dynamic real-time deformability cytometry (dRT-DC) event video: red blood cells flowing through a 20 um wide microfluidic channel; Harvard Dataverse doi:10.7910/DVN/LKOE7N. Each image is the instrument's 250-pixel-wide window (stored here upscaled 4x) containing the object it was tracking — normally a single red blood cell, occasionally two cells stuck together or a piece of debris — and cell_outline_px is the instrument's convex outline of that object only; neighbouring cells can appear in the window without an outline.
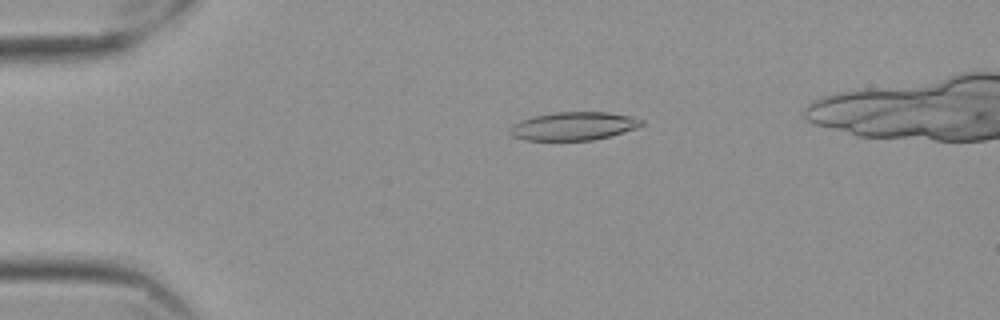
{"species": "Egyptian fruit bat (a non-hibernating species)", "species_latin": "Rousettus aegyptiacus", "temperature_condition": "cold", "stored_images_in_passage": 44, "camera_frame_rate_fps": 3000, "um_per_image_px": 0.085, "frame": {"image": 1, "passage_image": 2, "time_ms": 0.333, "image_size_px": [1000, 320], "cell_outline_px": [[644, 124], [636, 128], [608, 136], [592, 140], [524, 140], [512, 136], [508, 132], [512, 124], [520, 120], [532, 116], [556, 112], [608, 112], [632, 116], [644, 120]], "centroid_in_image_um": [48.73, 10.71], "position_along_channel_um": 36.3, "area_um2": 21.73}}
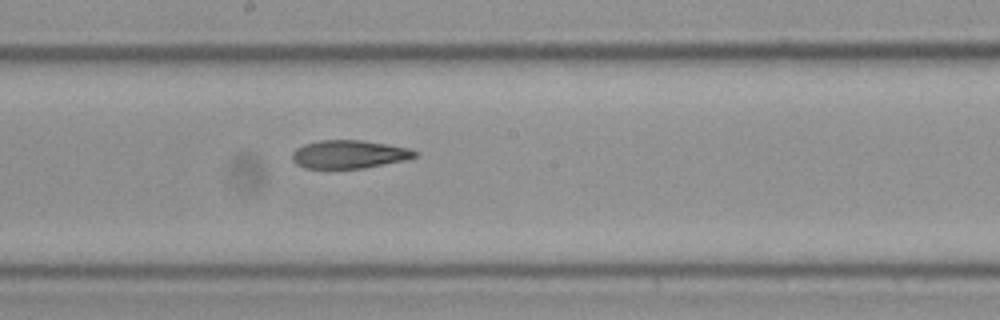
{"frame": {"image": 2, "passage_image": 21, "time_ms": 6.667, "image_size_px": [1000, 320], "cell_outline_px": [[416, 156], [404, 160], [364, 168], [304, 168], [296, 164], [292, 160], [292, 152], [296, 148], [304, 144], [320, 140], [360, 140], [388, 144], [408, 148], [416, 152]], "centroid_in_image_um": [29.62, 13.11], "position_along_channel_um": 218.6, "area_um2": 20.06}}
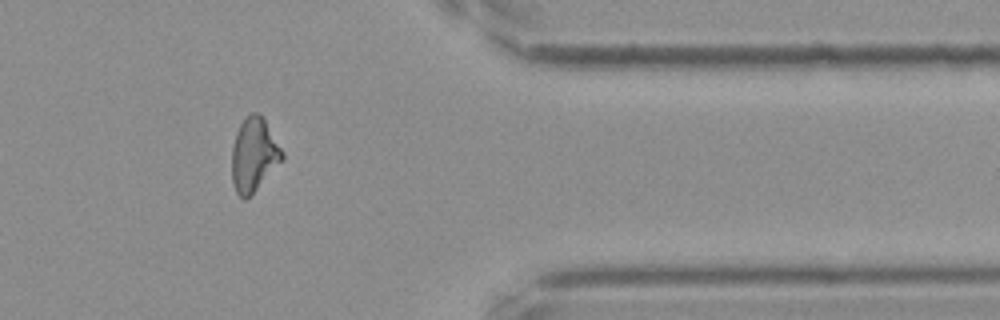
{"frame": {"image": 3, "passage_image": 37, "time_ms": 12.0, "image_size_px": [1000, 320], "cell_outline_px": [[284, 160], [244, 200], [236, 192], [232, 180], [232, 148], [236, 132], [244, 116], [248, 112], [256, 112], [264, 116], [284, 152]], "centroid_in_image_um": [21.6, 13.08], "position_along_channel_um": 389.8, "area_um2": 21.79}}